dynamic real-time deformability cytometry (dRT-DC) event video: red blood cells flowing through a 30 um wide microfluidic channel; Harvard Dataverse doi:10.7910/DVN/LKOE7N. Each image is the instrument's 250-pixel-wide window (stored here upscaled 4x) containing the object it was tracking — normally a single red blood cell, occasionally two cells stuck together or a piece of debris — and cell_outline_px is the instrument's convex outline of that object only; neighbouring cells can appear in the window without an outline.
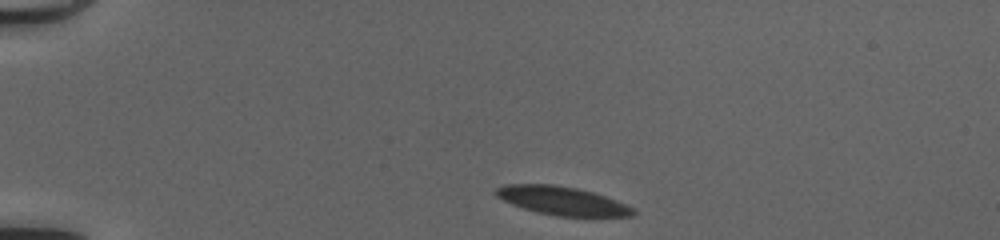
{"species": "common noctule bat (a hibernating species)", "species_latin": "Nyctalus noctula", "temperature_condition": "cold", "stored_images_in_passage": 41, "camera_frame_rate_fps": 3000, "um_per_image_px": 0.085, "animal": {"sex": "female", "body_mass_g": 20.0, "forearm_length_mm": 54.0}, "frame": {"image": 1, "passage_image": 1, "time_ms": 0.0, "image_size_px": [1000, 240], "cell_outline_px": [[636, 212], [632, 216], [556, 216], [536, 212], [512, 204], [496, 196], [496, 188], [504, 184], [552, 184], [576, 188], [592, 192], [616, 200], [632, 208]], "centroid_in_image_um": [47.75, 17.06], "position_along_channel_um": 37.2, "area_um2": 22.48}}
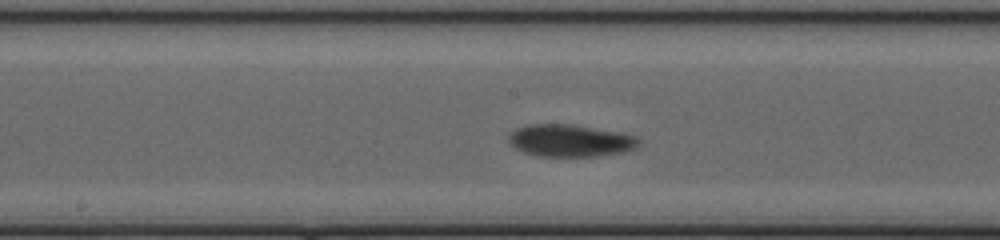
{"frame": {"image": 2, "passage_image": 18, "time_ms": 5.667, "image_size_px": [1000, 240], "cell_outline_px": [[640, 144], [636, 148], [624, 152], [596, 156], [540, 156], [524, 152], [516, 148], [508, 140], [508, 136], [516, 128], [528, 124], [572, 124], [616, 132], [636, 136], [640, 140]], "centroid_in_image_um": [48.47, 11.95], "position_along_channel_um": 199.7, "area_um2": 24.28}}
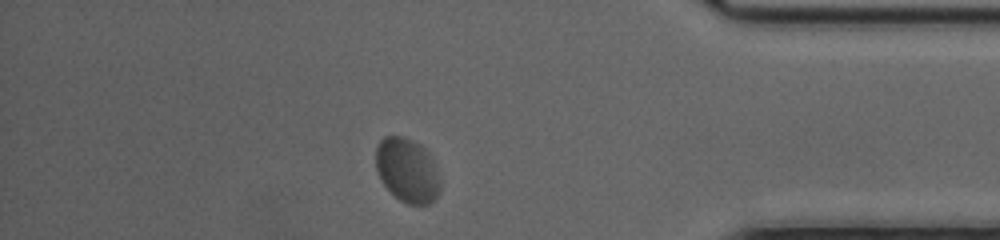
{"frame": {"image": 3, "passage_image": 35, "time_ms": 11.333, "image_size_px": [1000, 240], "cell_outline_px": [[440, 188], [436, 196], [428, 204], [408, 204], [400, 200], [384, 184], [376, 168], [376, 148], [380, 140], [384, 136], [400, 136], [412, 140], [420, 144], [424, 148], [432, 160], [440, 180]], "centroid_in_image_um": [34.61, 14.46], "position_along_channel_um": 400.6, "area_um2": 23.64}, "authors_computed_cell_mechanics": {"area_um2": 23.4668, "velocity_mm_per_s": 3.9907, "shape_relaxation_time_tau1_ms": 4.0232, "shape_relaxation_time_tau2_ms": null, "deformation_change_tau1": 0.0953, "deformation_change_tau2": null}}